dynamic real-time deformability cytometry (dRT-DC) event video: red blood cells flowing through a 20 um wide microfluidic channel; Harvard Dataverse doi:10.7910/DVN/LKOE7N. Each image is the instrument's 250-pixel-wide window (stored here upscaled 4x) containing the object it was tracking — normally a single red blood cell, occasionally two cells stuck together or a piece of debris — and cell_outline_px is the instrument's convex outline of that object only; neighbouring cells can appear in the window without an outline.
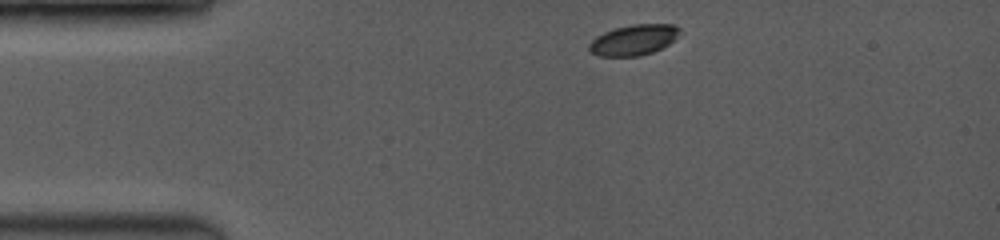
{"species": "common noctule bat (a hibernating species)", "species_latin": "Nyctalus noctula", "temperature_condition": "room temperature", "stored_images_in_passage": 25, "camera_frame_rate_fps": 3500, "um_per_image_px": 0.085, "animal": {"sex": "female", "body_mass_g": 19.0, "forearm_length_mm": 53.3}, "frame": {"image": 1, "passage_image": 1, "time_ms": 0.0, "image_size_px": [1000, 240], "cell_outline_px": [[680, 32], [676, 40], [652, 52], [640, 56], [600, 56], [592, 52], [588, 48], [588, 44], [596, 36], [604, 32], [616, 28], [632, 24], [672, 24], [680, 28]], "centroid_in_image_um": [53.88, 3.39], "position_along_channel_um": 31.1, "area_um2": 16.13}}
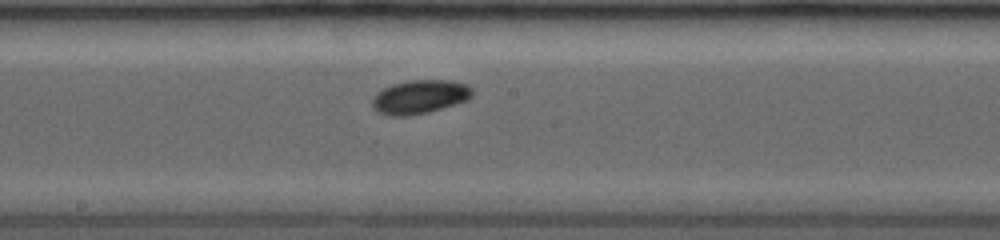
{"frame": {"image": 2, "passage_image": 11, "time_ms": 5.714, "image_size_px": [1000, 240], "cell_outline_px": [[472, 96], [468, 100], [428, 112], [408, 116], [388, 116], [376, 112], [372, 104], [372, 96], [376, 92], [392, 84], [408, 80], [452, 80], [468, 84], [472, 88]], "centroid_in_image_um": [35.66, 8.23], "position_along_channel_um": 212.5, "area_um2": 19.94}}
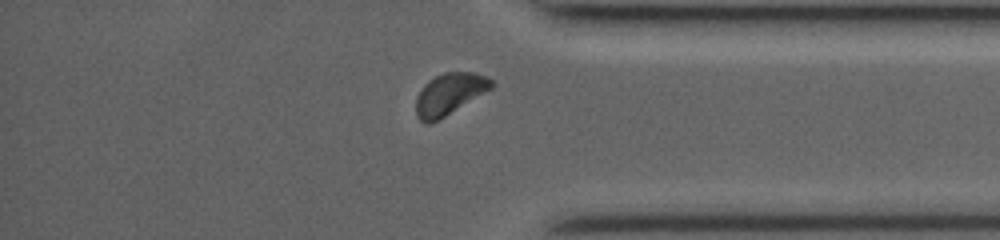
{"frame": {"image": 3, "passage_image": 22, "time_ms": 10.286, "image_size_px": [1000, 240], "cell_outline_px": [[496, 84], [492, 88], [440, 120], [428, 124], [424, 124], [416, 116], [416, 96], [424, 84], [428, 80], [444, 72], [472, 72], [484, 76], [492, 80]], "centroid_in_image_um": [38.18, 8.01], "position_along_channel_um": 397.0, "area_um2": 18.44}, "authors_computed_cell_mechanics": {"area_um2": 17.9758, "velocity_mm_per_s": 4.0604, "shape_relaxation_time_tau1_ms": 1.1953, "shape_relaxation_time_tau2_ms": null, "deformation_change_tau1": 0.1037, "deformation_change_tau2": null}}